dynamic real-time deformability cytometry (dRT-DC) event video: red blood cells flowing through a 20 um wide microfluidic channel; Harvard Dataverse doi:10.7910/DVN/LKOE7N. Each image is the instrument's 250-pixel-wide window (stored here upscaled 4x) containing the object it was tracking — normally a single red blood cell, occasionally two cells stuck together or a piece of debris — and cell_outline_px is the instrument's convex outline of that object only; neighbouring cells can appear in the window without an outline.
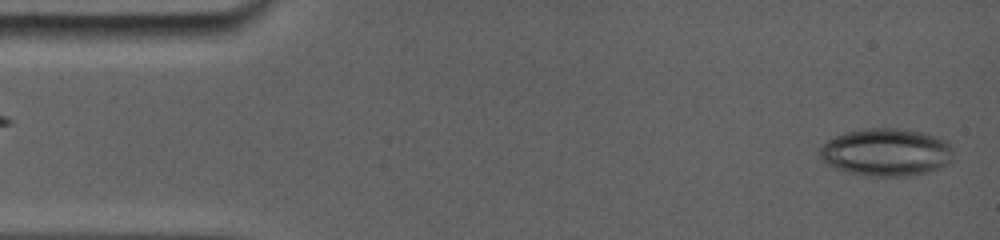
{"species": "common noctule bat (a hibernating species)", "species_latin": "Nyctalus noctula", "temperature_condition": "room temperature", "stored_images_in_passage": 15, "camera_frame_rate_fps": 5000, "um_per_image_px": 0.085, "animal": {"sex": "female", "body_mass_g": 19.0, "forearm_length_mm": 56.7}, "frame": {"image": 1, "passage_image": 2, "time_ms": 0.4, "image_size_px": [1000, 240], "cell_outline_px": [[940, 144], [936, 164], [932, 168], [920, 172], [896, 176], [884, 176], [852, 172], [840, 168], [828, 160], [824, 156], [824, 152], [828, 144], [836, 136], [852, 132], [880, 128], [912, 132], [928, 136], [940, 140]], "centroid_in_image_um": [75.09, 12.94], "position_along_channel_um": 9.9, "area_um2": 31.5}}